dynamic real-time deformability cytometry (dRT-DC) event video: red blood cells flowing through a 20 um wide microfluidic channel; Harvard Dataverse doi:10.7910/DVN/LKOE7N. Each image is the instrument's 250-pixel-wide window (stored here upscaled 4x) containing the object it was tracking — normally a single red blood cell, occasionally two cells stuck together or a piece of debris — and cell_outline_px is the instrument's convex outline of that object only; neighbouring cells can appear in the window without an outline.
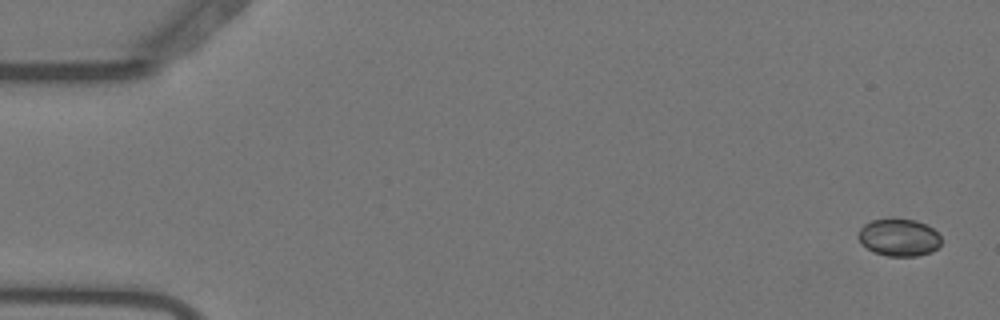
{"species": "Egyptian fruit bat (a non-hibernating species)", "species_latin": "Rousettus aegyptiacus", "temperature_condition": "warm", "stored_images_in_passage": 55, "camera_frame_rate_fps": 3000, "um_per_image_px": 0.085, "animal": {"sex": "female"}, "frame": {"image": 1, "passage_image": 2, "time_ms": 0.333, "image_size_px": [1000, 320], "cell_outline_px": [[940, 244], [932, 252], [916, 256], [888, 256], [872, 252], [860, 244], [856, 236], [860, 228], [864, 224], [872, 220], [892, 216], [916, 220], [932, 228], [940, 236]], "centroid_in_image_um": [76.34, 20.15], "position_along_channel_um": 8.7, "area_um2": 18.61}}
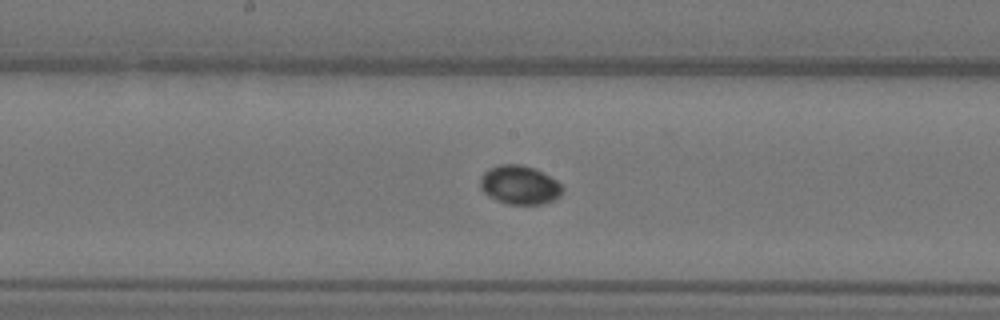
{"frame": {"image": 2, "passage_image": 29, "time_ms": 9.333, "image_size_px": [1000, 320], "cell_outline_px": [[564, 188], [560, 196], [552, 200], [540, 204], [508, 204], [496, 200], [488, 196], [480, 188], [480, 176], [488, 168], [500, 164], [520, 164], [536, 168], [556, 180]], "centroid_in_image_um": [44.14, 15.71], "position_along_channel_um": 204.1, "area_um2": 18.73}}
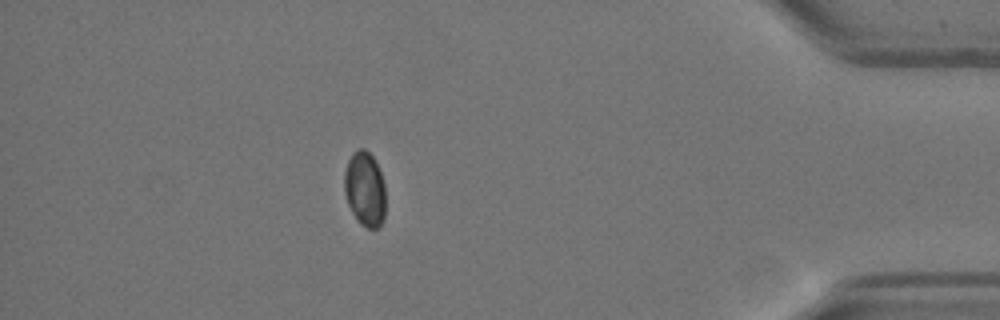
{"frame": {"image": 3, "passage_image": 49, "time_ms": 16.0, "image_size_px": [1000, 320], "cell_outline_px": [[384, 220], [376, 228], [368, 228], [360, 224], [356, 220], [348, 204], [344, 192], [344, 172], [348, 160], [352, 152], [356, 148], [364, 148], [372, 156], [380, 172], [384, 184]], "centroid_in_image_um": [30.98, 16.05], "position_along_channel_um": 404.2, "area_um2": 17.98}}